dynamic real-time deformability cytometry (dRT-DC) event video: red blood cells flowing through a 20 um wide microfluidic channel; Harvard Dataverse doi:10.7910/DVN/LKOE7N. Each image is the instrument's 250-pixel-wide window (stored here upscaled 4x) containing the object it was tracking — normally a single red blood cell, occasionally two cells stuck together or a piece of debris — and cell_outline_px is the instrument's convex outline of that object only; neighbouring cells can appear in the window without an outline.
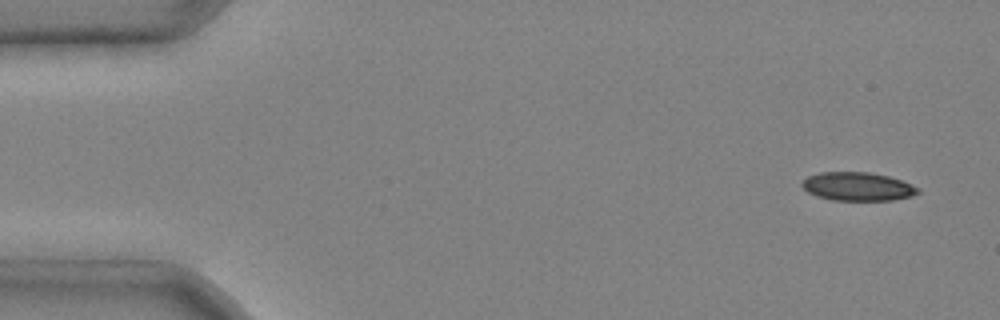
{"species": "common noctule bat (a hibernating species)", "species_latin": "Nyctalus noctula", "temperature_condition": "cold", "stored_images_in_passage": 4, "camera_frame_rate_fps": 3000, "um_per_image_px": 0.085, "animal": {"sex": "male", "body_mass_g": 20.4}, "frame": {"image": 1, "passage_image": 1, "time_ms": 0.0, "image_size_px": [1000, 320], "cell_outline_px": [[920, 192], [912, 196], [892, 200], [832, 200], [816, 196], [808, 192], [800, 184], [808, 176], [820, 172], [868, 172], [888, 176], [900, 180], [920, 188]], "centroid_in_image_um": [72.9, 15.85], "position_along_channel_um": 12.1, "area_um2": 19.19}}
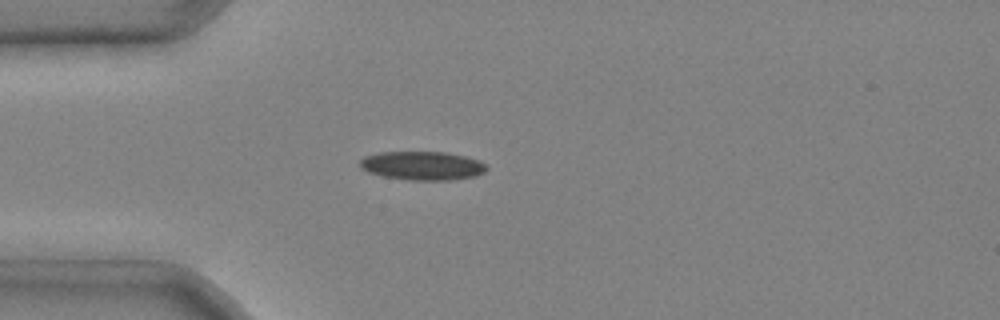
{"frame": {"image": 2, "passage_image": 4, "time_ms": 1.0, "image_size_px": [1000, 320], "cell_outline_px": [[488, 168], [484, 172], [476, 176], [452, 180], [408, 180], [384, 176], [368, 172], [360, 168], [360, 160], [364, 156], [376, 152], [448, 152], [480, 160]], "centroid_in_image_um": [35.9, 14.08], "position_along_channel_um": 49.1, "area_um2": 21.33}}